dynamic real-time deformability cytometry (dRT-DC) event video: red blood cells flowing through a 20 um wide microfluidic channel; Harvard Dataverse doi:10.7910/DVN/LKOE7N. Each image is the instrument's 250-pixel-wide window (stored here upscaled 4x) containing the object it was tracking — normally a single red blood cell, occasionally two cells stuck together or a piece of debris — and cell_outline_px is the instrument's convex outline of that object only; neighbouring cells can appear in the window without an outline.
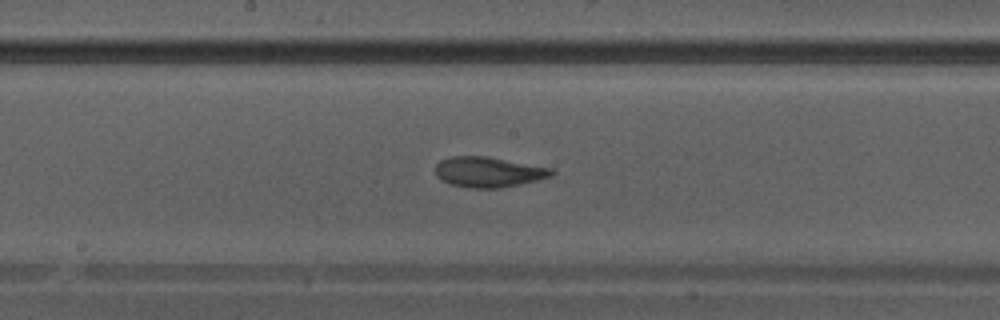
{"species": "Egyptian fruit bat (a non-hibernating species)", "species_latin": "Rousettus aegyptiacus", "temperature_condition": "warm", "stored_images_in_passage": 33, "camera_frame_rate_fps": 3000, "um_per_image_px": 0.085, "animal": {"sex": "male"}, "frame": {"image": 1, "passage_image": 19, "time_ms": 6.0, "image_size_px": [1000, 320], "cell_outline_px": [[556, 172], [552, 176], [520, 184], [500, 188], [472, 188], [452, 184], [440, 180], [436, 176], [436, 164], [440, 160], [452, 156], [488, 156], [552, 168]], "centroid_in_image_um": [41.52, 14.61], "position_along_channel_um": 206.7, "area_um2": 20.58}}